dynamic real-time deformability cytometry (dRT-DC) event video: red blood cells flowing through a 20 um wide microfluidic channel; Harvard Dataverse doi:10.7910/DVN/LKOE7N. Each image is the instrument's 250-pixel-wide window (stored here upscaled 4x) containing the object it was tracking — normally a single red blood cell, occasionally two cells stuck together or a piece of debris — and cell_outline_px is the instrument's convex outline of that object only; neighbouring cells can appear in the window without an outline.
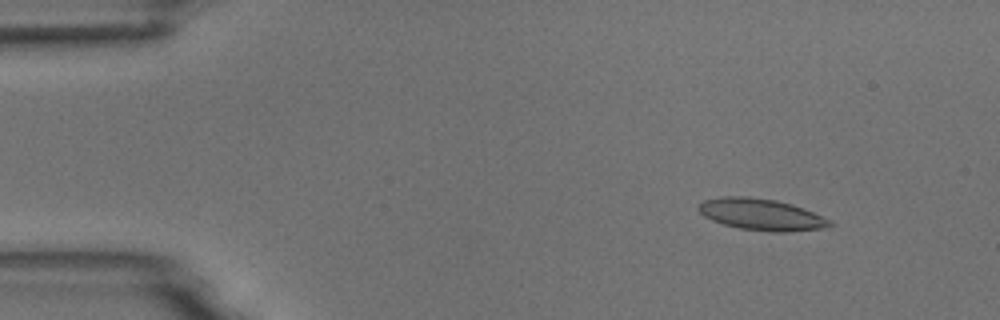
{"species": "common noctule bat (a hibernating species)", "species_latin": "Nyctalus noctula", "temperature_condition": "room temperature", "stored_images_in_passage": 4, "camera_frame_rate_fps": 3000, "um_per_image_px": 0.085, "animal": {"sex": "male", "body_mass_g": 18.8}, "frame": {"image": 1, "passage_image": 1, "time_ms": 0.0, "image_size_px": [1000, 320], "cell_outline_px": [[836, 224], [820, 228], [784, 232], [768, 232], [740, 228], [724, 224], [712, 220], [704, 216], [696, 208], [696, 204], [704, 200], [724, 196], [748, 196], [776, 200], [792, 204], [804, 208], [832, 220]], "centroid_in_image_um": [64.7, 18.22], "position_along_channel_um": 20.3, "area_um2": 24.28}}
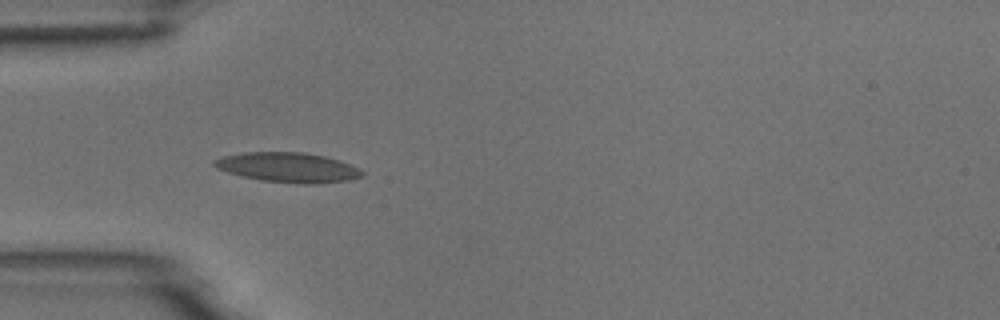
{"frame": {"image": 2, "passage_image": 4, "time_ms": 3.333, "image_size_px": [1000, 320], "cell_outline_px": [[364, 176], [348, 180], [312, 184], [304, 184], [260, 180], [228, 172], [216, 168], [212, 164], [212, 160], [224, 156], [244, 152], [304, 152], [324, 156], [340, 160], [352, 164], [360, 168], [364, 172]], "centroid_in_image_um": [24.51, 14.22], "position_along_channel_um": 60.5, "area_um2": 25.72}}